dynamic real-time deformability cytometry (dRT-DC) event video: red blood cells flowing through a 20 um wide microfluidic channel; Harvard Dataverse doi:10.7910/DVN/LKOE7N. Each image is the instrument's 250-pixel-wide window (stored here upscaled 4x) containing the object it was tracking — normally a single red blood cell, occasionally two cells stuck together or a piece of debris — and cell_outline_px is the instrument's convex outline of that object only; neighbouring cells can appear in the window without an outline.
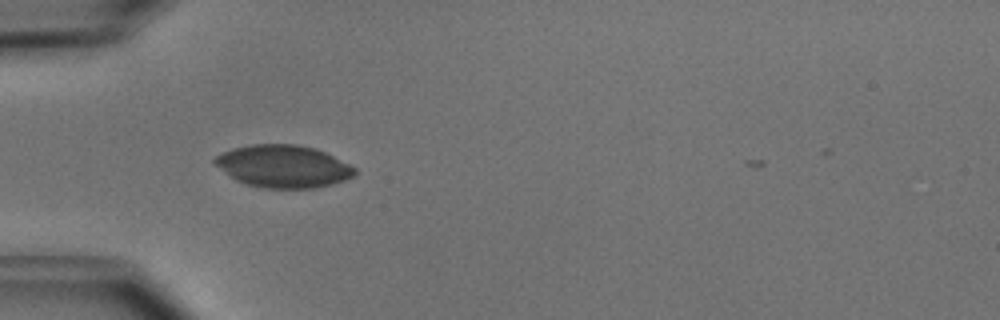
{"species": "common noctule bat (a hibernating species)", "species_latin": "Nyctalus noctula", "temperature_condition": "cold", "stored_images_in_passage": 39, "camera_frame_rate_fps": 3000, "um_per_image_px": 0.085, "animal": {"sex": "male", "body_mass_g": 15.6}, "frame": {"image": 1, "passage_image": 4, "time_ms": 1.0, "image_size_px": [1000, 320], "cell_outline_px": [[356, 172], [352, 176], [344, 180], [332, 184], [316, 188], [264, 188], [248, 184], [236, 180], [212, 164], [212, 160], [216, 156], [232, 148], [252, 144], [296, 144], [316, 148], [356, 168]], "centroid_in_image_um": [24.04, 14.13], "position_along_channel_um": 61.0, "area_um2": 34.56}}
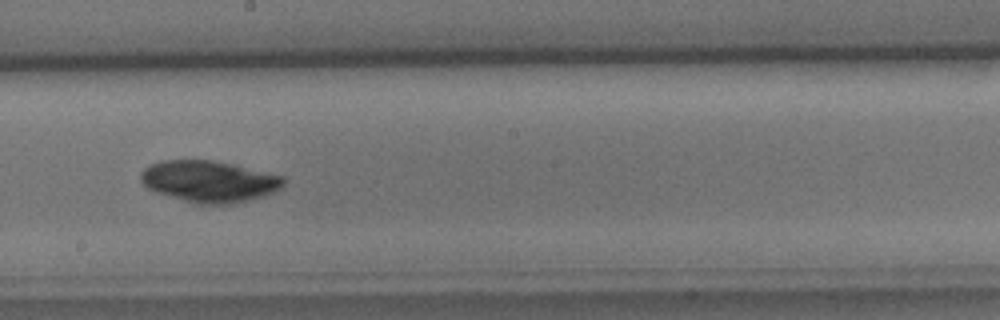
{"frame": {"image": 2, "passage_image": 17, "time_ms": 5.333, "image_size_px": [1000, 320], "cell_outline_px": [[284, 184], [280, 188], [264, 196], [232, 204], [200, 204], [184, 200], [156, 192], [148, 188], [140, 180], [140, 172], [148, 164], [160, 160], [212, 160], [232, 164], [284, 176]], "centroid_in_image_um": [17.75, 15.4], "position_along_channel_um": 230.4, "area_um2": 34.45}}
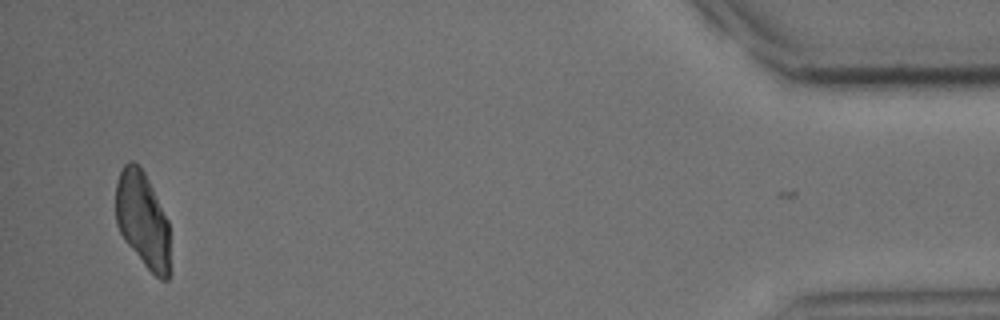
{"frame": {"image": 3, "passage_image": 37, "time_ms": 12.0, "image_size_px": [1000, 320], "cell_outline_px": [[172, 272], [168, 280], [160, 280], [144, 264], [124, 240], [116, 224], [116, 184], [120, 172], [124, 164], [128, 160], [132, 160], [144, 172], [168, 220]], "centroid_in_image_um": [12.16, 18.75], "position_along_channel_um": 423.0, "area_um2": 30.63}}